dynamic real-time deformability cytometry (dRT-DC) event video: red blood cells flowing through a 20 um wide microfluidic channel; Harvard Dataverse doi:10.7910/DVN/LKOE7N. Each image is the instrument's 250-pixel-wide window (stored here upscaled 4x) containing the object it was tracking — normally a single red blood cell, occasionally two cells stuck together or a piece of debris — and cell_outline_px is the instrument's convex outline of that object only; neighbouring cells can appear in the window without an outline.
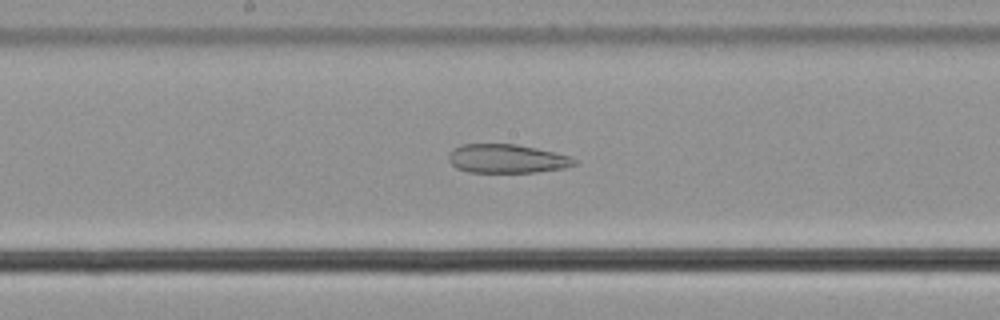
{"species": "common noctule bat (a hibernating species)", "species_latin": "Nyctalus noctula", "temperature_condition": "cold", "stored_images_in_passage": 56, "camera_frame_rate_fps": 3000, "um_per_image_px": 0.085, "animal": {"sex": "male", "body_mass_g": 21.5, "forearm_length_mm": 52.0}, "frame": {"image": 1, "passage_image": 30, "time_ms": 9.667, "image_size_px": [1000, 320], "cell_outline_px": [[576, 164], [564, 168], [536, 172], [468, 172], [456, 168], [448, 160], [448, 156], [456, 148], [464, 144], [516, 144], [536, 148], [572, 156], [576, 160]], "centroid_in_image_um": [43.11, 13.49], "position_along_channel_um": 205.1, "area_um2": 20.98}}
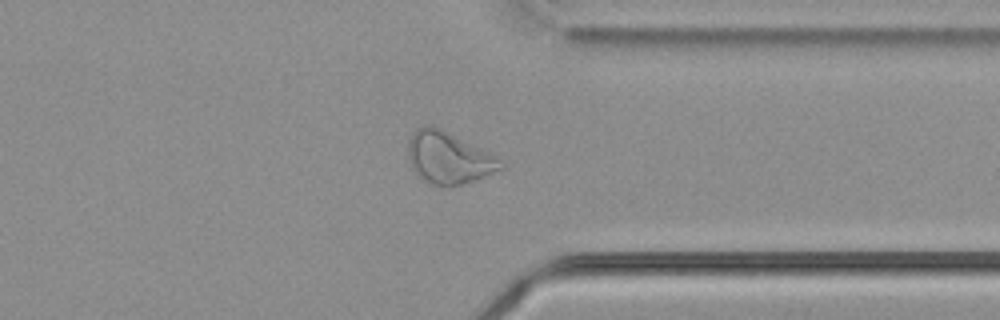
{"frame": {"image": 2, "passage_image": 44, "time_ms": 14.333, "image_size_px": [1000, 320], "cell_outline_px": [[504, 168], [476, 180], [460, 184], [432, 184], [420, 176], [412, 168], [408, 156], [408, 140], [416, 128], [424, 124], [428, 124], [488, 152], [496, 156], [504, 164]], "centroid_in_image_um": [38.11, 13.4], "position_along_channel_um": 373.3, "area_um2": 27.11}}
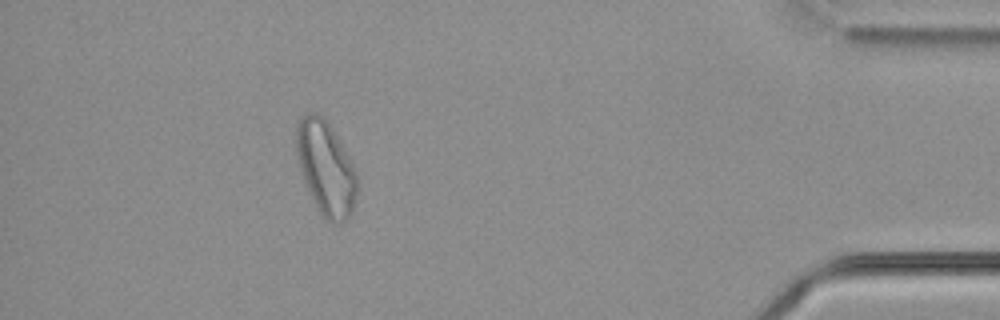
{"frame": {"image": 3, "passage_image": 51, "time_ms": 16.667, "image_size_px": [1000, 320], "cell_outline_px": [[360, 188], [352, 212], [340, 224], [332, 224], [316, 208], [304, 184], [296, 156], [296, 128], [300, 116], [304, 112], [316, 112], [332, 128], [348, 156], [356, 172]], "centroid_in_image_um": [27.69, 14.31], "position_along_channel_um": 407.5, "area_um2": 33.7}}